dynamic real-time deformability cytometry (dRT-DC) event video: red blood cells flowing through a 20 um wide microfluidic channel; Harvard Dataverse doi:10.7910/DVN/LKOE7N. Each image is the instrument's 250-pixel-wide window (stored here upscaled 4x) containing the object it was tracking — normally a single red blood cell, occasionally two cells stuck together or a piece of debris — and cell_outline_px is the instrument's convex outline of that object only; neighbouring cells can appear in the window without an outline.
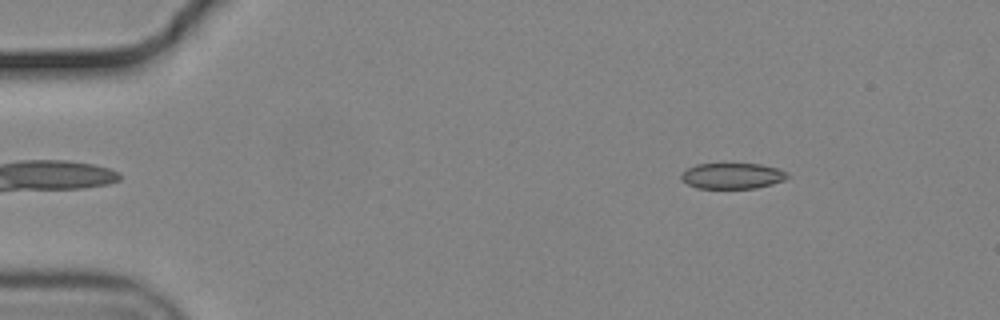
{"species": "common noctule bat (a hibernating species)", "species_latin": "Nyctalus noctula", "temperature_condition": "cold", "stored_images_in_passage": 51, "camera_frame_rate_fps": 3000, "um_per_image_px": 0.085, "animal": {"sex": "male", "body_mass_g": 19.2, "forearm_length_mm": 51.8}, "frame": {"image": 1, "passage_image": 4, "time_ms": 1.0, "image_size_px": [1000, 320], "cell_outline_px": [[788, 176], [784, 180], [772, 184], [756, 188], [696, 188], [680, 180], [680, 176], [688, 168], [696, 164], [760, 164], [776, 168], [788, 172]], "centroid_in_image_um": [62.24, 14.95], "position_along_channel_um": 22.8, "area_um2": 15.9}}
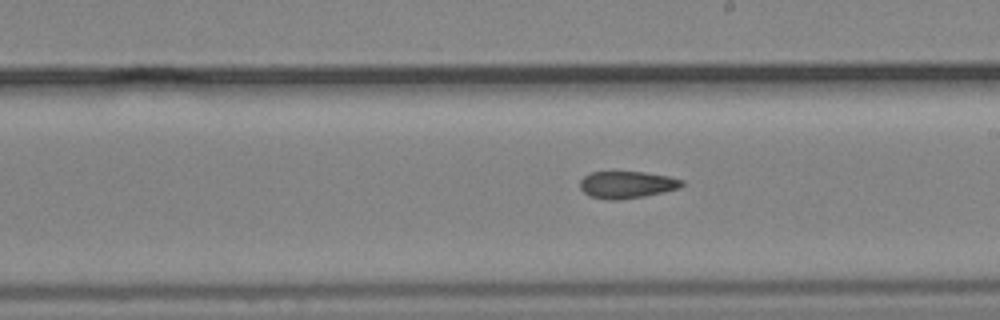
{"frame": {"image": 2, "passage_image": 28, "time_ms": 9.0, "image_size_px": [1000, 320], "cell_outline_px": [[684, 184], [680, 188], [664, 192], [644, 196], [620, 200], [608, 200], [588, 196], [580, 188], [580, 180], [584, 176], [592, 172], [644, 172], [668, 176], [684, 180]], "centroid_in_image_um": [53.29, 15.71], "position_along_channel_um": 235.7, "area_um2": 16.18}}
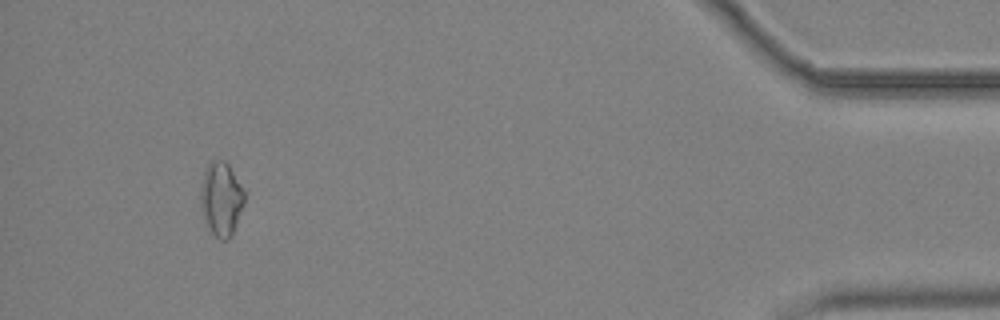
{"frame": {"image": 3, "passage_image": 48, "time_ms": 15.667, "image_size_px": [1000, 320], "cell_outline_px": [[244, 204], [232, 236], [228, 240], [220, 240], [212, 232], [200, 208], [200, 188], [204, 172], [208, 164], [212, 160], [224, 160], [228, 164], [244, 192]], "centroid_in_image_um": [18.79, 16.92], "position_along_channel_um": 416.4, "area_um2": 18.67}, "authors_computed_cell_mechanics": {"area_um2": 16.6464, "velocity_mm_per_s": 3.7154, "shape_relaxation_time_tau1_ms": null, "shape_relaxation_time_tau2_ms": 3.9903, "deformation_change_tau1": null, "deformation_change_tau2": 0.0908}}